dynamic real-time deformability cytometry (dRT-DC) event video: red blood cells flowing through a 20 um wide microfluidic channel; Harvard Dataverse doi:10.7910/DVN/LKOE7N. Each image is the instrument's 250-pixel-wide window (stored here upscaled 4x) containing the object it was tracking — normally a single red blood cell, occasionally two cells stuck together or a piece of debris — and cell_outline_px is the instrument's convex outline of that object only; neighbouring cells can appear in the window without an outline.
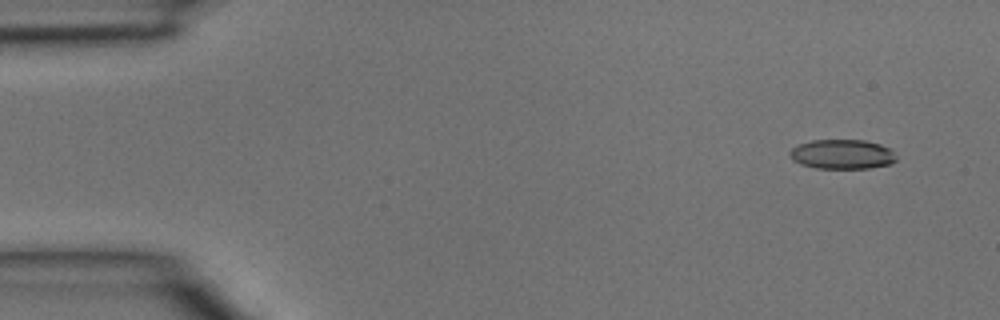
{"species": "common noctule bat (a hibernating species)", "species_latin": "Nyctalus noctula", "temperature_condition": "room temperature", "stored_images_in_passage": 3, "camera_frame_rate_fps": 3000, "um_per_image_px": 0.085, "animal": {"sex": "male", "body_mass_g": 15.6}, "frame": {"image": 1, "passage_image": 1, "time_ms": 0.0, "image_size_px": [1000, 320], "cell_outline_px": [[896, 160], [892, 164], [868, 168], [816, 168], [800, 164], [792, 160], [788, 152], [792, 148], [800, 144], [812, 140], [864, 140], [880, 144], [888, 148], [896, 156]], "centroid_in_image_um": [71.57, 13.11], "position_along_channel_um": 13.4, "area_um2": 18.32}}